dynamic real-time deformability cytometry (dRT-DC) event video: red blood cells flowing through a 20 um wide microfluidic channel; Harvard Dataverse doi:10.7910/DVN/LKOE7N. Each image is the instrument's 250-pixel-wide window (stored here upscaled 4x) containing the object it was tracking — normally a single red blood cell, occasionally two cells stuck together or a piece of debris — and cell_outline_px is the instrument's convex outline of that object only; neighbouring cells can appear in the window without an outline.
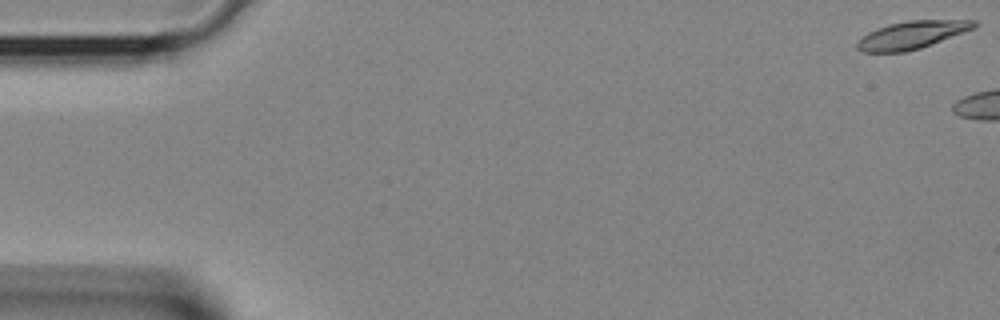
{"species": "Egyptian fruit bat (a non-hibernating species)", "species_latin": "Rousettus aegyptiacus", "temperature_condition": "room temperature", "stored_images_in_passage": 9, "camera_frame_rate_fps": 3000, "um_per_image_px": 0.085, "animal": {"sex": "female"}, "frame": {"image": 1, "passage_image": 1, "time_ms": 0.0, "image_size_px": [1000, 320], "cell_outline_px": [[976, 24], [972, 28], [964, 32], [920, 48], [904, 52], [860, 52], [856, 48], [856, 44], [868, 32], [876, 28], [888, 24], [908, 20], [976, 20]], "centroid_in_image_um": [77.46, 2.97], "position_along_channel_um": 7.5, "area_um2": 18.67}}